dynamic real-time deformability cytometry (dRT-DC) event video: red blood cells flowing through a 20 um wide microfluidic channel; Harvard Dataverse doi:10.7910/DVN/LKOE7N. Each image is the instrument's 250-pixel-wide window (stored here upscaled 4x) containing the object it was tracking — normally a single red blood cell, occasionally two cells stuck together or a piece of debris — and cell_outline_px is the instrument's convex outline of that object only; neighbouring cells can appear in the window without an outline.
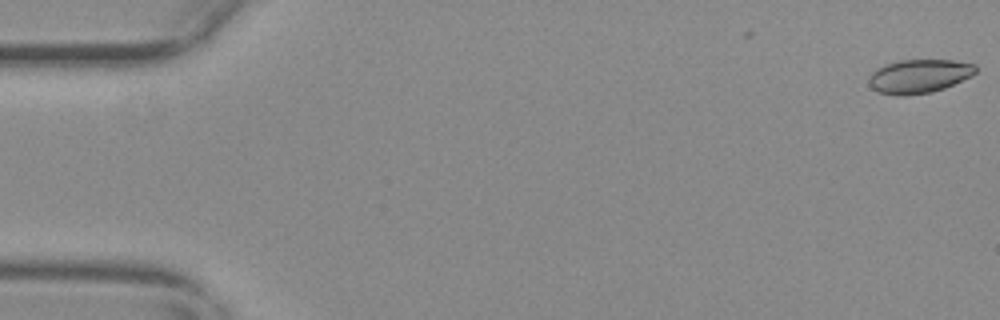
{"species": "common noctule bat (a hibernating species)", "species_latin": "Nyctalus noctula", "temperature_condition": "warm", "stored_images_in_passage": 11, "camera_frame_rate_fps": 3000, "um_per_image_px": 0.085, "animal": {"sex": "female", "body_mass_g": 29.2, "forearm_length_mm": 56.3}, "frame": {"image": 1, "passage_image": 1, "time_ms": 0.0, "image_size_px": [1000, 320], "cell_outline_px": [[976, 72], [972, 76], [944, 88], [932, 92], [904, 96], [896, 96], [880, 92], [872, 88], [868, 84], [868, 76], [872, 72], [888, 64], [900, 60], [952, 60], [976, 64]], "centroid_in_image_um": [78.13, 6.48], "position_along_channel_um": 6.9, "area_um2": 20.98}}